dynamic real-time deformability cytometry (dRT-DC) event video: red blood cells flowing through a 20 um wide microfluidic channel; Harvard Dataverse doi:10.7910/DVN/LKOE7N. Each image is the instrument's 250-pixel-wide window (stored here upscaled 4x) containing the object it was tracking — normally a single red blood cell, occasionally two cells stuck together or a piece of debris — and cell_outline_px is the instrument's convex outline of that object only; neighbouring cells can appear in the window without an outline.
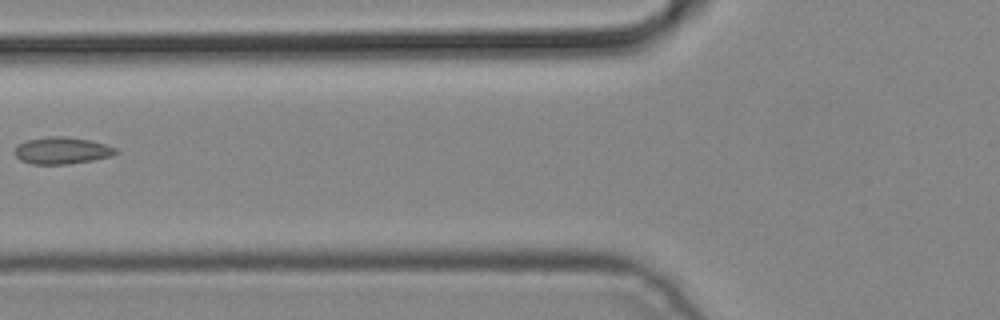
{"species": "common noctule bat (a hibernating species)", "species_latin": "Nyctalus noctula", "temperature_condition": "cold", "stored_images_in_passage": 5, "camera_frame_rate_fps": 3000, "um_per_image_px": 0.085, "animal": {"sex": "male", "body_mass_g": 19.2, "forearm_length_mm": 51.8}, "frame": {"image": 1, "passage_image": 5, "time_ms": 1.333, "image_size_px": [1000, 320], "cell_outline_px": [[120, 152], [112, 156], [92, 160], [68, 164], [32, 164], [20, 160], [12, 152], [16, 144], [28, 140], [48, 136], [64, 136], [88, 140], [104, 144], [116, 148]], "centroid_in_image_um": [5.23, 12.8], "position_along_channel_um": 120.6, "area_um2": 15.95}}